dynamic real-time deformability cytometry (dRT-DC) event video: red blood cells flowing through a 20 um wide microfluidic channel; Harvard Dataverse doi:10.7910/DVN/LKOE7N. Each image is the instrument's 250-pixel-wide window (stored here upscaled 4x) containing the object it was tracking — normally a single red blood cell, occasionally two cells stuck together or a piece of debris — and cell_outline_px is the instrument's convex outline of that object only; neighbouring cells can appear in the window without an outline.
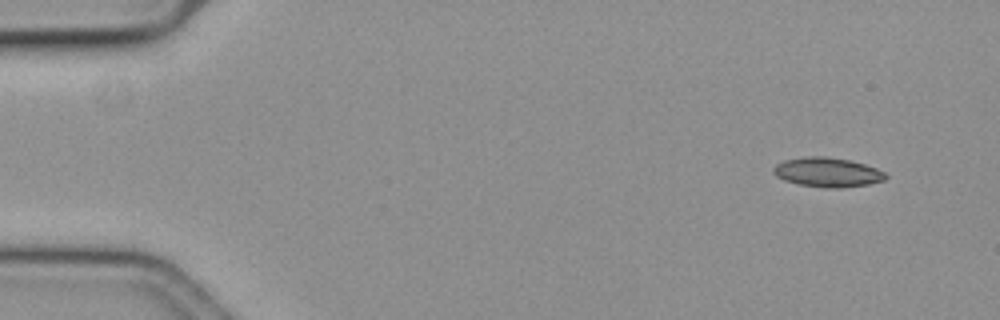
{"species": "common noctule bat (a hibernating species)", "species_latin": "Nyctalus noctula", "temperature_condition": "cold", "stored_images_in_passage": 54, "camera_frame_rate_fps": 3000, "um_per_image_px": 0.085, "animal": {"sex": "female", "body_mass_g": 19.3, "forearm_length_mm": 54.1}, "frame": {"image": 1, "passage_image": 1, "time_ms": 0.0, "image_size_px": [1000, 320], "cell_outline_px": [[888, 176], [884, 180], [868, 184], [840, 188], [824, 188], [800, 184], [784, 180], [776, 176], [772, 172], [772, 168], [776, 164], [784, 160], [808, 156], [824, 156], [848, 160], [864, 164], [876, 168], [884, 172]], "centroid_in_image_um": [70.31, 14.64], "position_along_channel_um": 14.7, "area_um2": 19.19}}
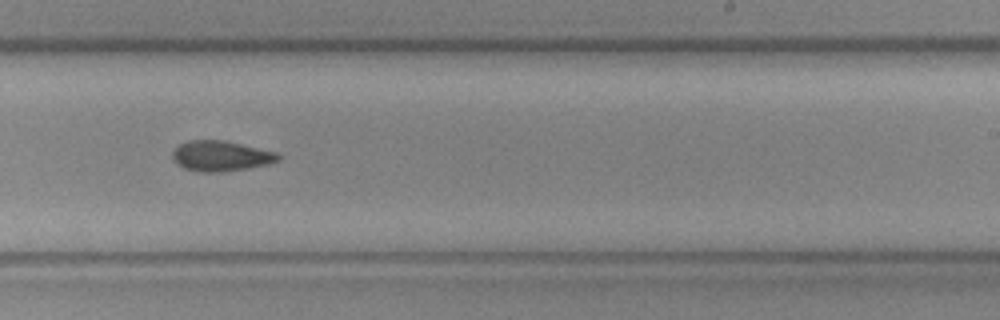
{"frame": {"image": 2, "passage_image": 32, "time_ms": 10.333, "image_size_px": [1000, 320], "cell_outline_px": [[280, 160], [268, 164], [248, 168], [220, 172], [196, 172], [184, 168], [176, 164], [172, 160], [172, 152], [180, 144], [188, 140], [224, 140], [276, 152], [280, 156]], "centroid_in_image_um": [18.74, 13.26], "position_along_channel_um": 270.3, "area_um2": 18.79}}
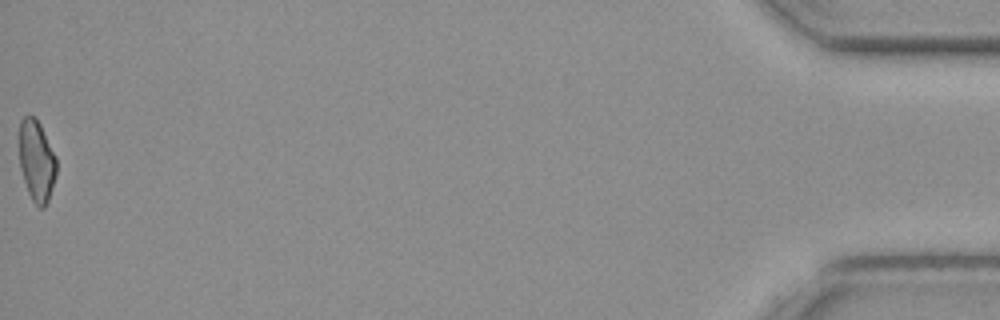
{"frame": {"image": 3, "passage_image": 54, "time_ms": 17.667, "image_size_px": [1000, 320], "cell_outline_px": [[56, 176], [48, 200], [44, 208], [40, 208], [32, 200], [28, 192], [20, 168], [20, 120], [24, 116], [36, 116], [56, 156]], "centroid_in_image_um": [3.12, 13.66], "position_along_channel_um": 432.1, "area_um2": 17.51}}